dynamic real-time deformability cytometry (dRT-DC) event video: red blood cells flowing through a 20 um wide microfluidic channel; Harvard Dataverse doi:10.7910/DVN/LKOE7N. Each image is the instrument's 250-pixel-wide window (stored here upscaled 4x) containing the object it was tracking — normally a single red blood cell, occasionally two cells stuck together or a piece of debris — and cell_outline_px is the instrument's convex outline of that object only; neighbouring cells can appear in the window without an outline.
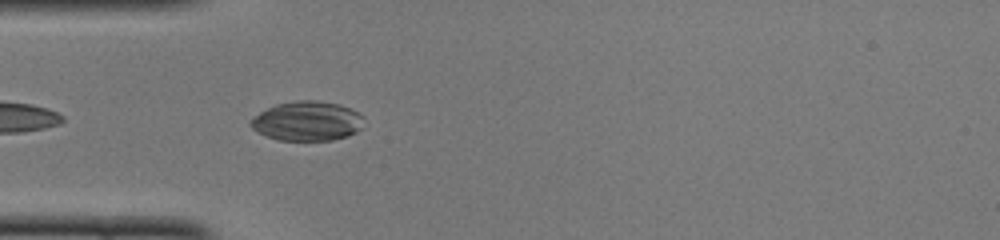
{"species": "common noctule bat (a hibernating species)", "species_latin": "Nyctalus noctula", "temperature_condition": "cold", "stored_images_in_passage": 21, "camera_frame_rate_fps": 3000, "um_per_image_px": 0.085, "animal": {"sex": "female", "body_mass_g": 22.0, "forearm_length_mm": 56.7}, "frame": {"image": 1, "passage_image": 3, "time_ms": 0.667, "image_size_px": [1000, 240], "cell_outline_px": [[364, 116], [360, 128], [356, 132], [348, 136], [332, 140], [276, 140], [252, 128], [248, 124], [260, 112], [276, 104], [296, 100], [316, 100], [340, 104], [352, 108]], "centroid_in_image_um": [26.15, 10.28], "position_along_channel_um": 58.9, "area_um2": 26.01}}
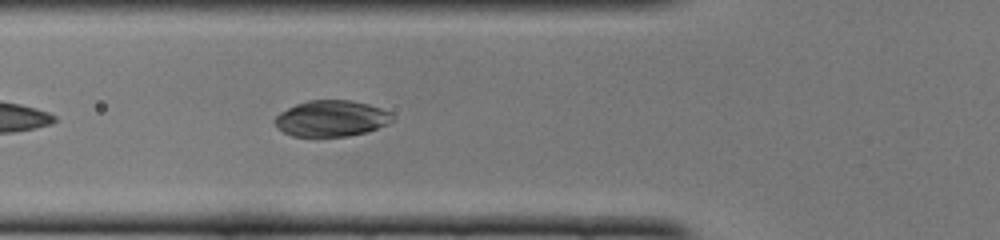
{"frame": {"image": 2, "passage_image": 6, "time_ms": 1.667, "image_size_px": [1000, 240], "cell_outline_px": [[396, 120], [388, 124], [364, 132], [348, 136], [292, 136], [276, 128], [272, 120], [280, 112], [296, 104], [308, 100], [352, 100], [368, 104], [392, 112], [396, 116]], "centroid_in_image_um": [28.18, 10.06], "position_along_channel_um": 97.6, "area_um2": 24.97}}
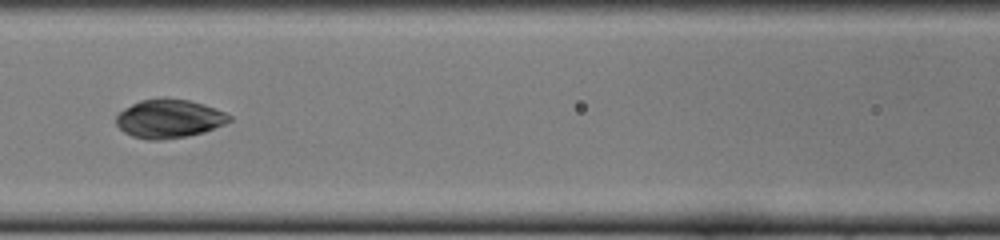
{"frame": {"image": 3, "passage_image": 10, "time_ms": 3.0, "image_size_px": [1000, 240], "cell_outline_px": [[232, 120], [224, 124], [204, 132], [184, 136], [160, 140], [148, 140], [132, 136], [124, 132], [116, 124], [116, 116], [124, 108], [140, 100], [164, 96], [188, 100], [204, 104], [224, 112], [232, 116]], "centroid_in_image_um": [14.36, 10.07], "position_along_channel_um": 152.2, "area_um2": 25.61}}